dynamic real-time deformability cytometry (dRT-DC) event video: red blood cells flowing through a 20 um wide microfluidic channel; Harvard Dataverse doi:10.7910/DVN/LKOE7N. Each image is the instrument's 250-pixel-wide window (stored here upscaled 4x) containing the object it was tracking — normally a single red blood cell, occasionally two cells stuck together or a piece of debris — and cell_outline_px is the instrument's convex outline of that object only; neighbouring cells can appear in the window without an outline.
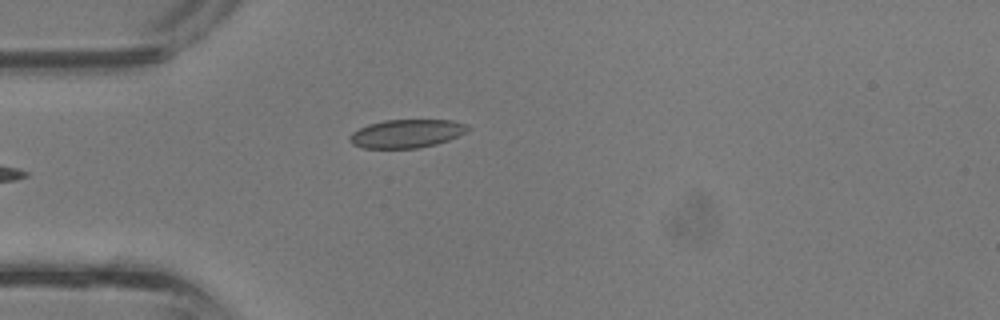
{"species": "common noctule bat (a hibernating species)", "species_latin": "Nyctalus noctula", "temperature_condition": "room temperature", "stored_images_in_passage": 26, "camera_frame_rate_fps": 3000, "um_per_image_px": 0.085, "animal": {"sex": "male", "body_mass_g": 13.3}, "frame": {"image": 1, "passage_image": 1, "time_ms": 0.0, "image_size_px": [1000, 320], "cell_outline_px": [[472, 128], [448, 140], [436, 144], [416, 148], [364, 148], [352, 144], [348, 140], [348, 136], [352, 132], [368, 124], [384, 120], [452, 120], [468, 124]], "centroid_in_image_um": [34.54, 11.35], "position_along_channel_um": 50.5, "area_um2": 19.54}}
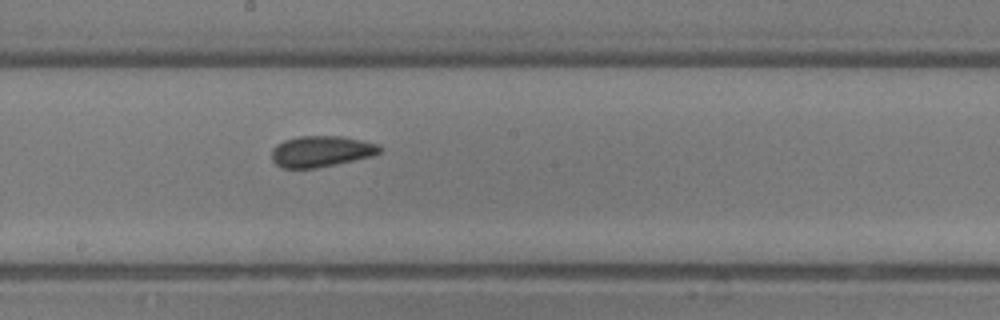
{"frame": {"image": 2, "passage_image": 11, "time_ms": 3.333, "image_size_px": [1000, 320], "cell_outline_px": [[380, 152], [372, 156], [336, 164], [316, 168], [280, 168], [272, 160], [272, 148], [276, 144], [284, 140], [300, 136], [344, 136], [376, 144], [380, 148]], "centroid_in_image_um": [27.25, 12.87], "position_along_channel_um": 221.0, "area_um2": 19.48}}
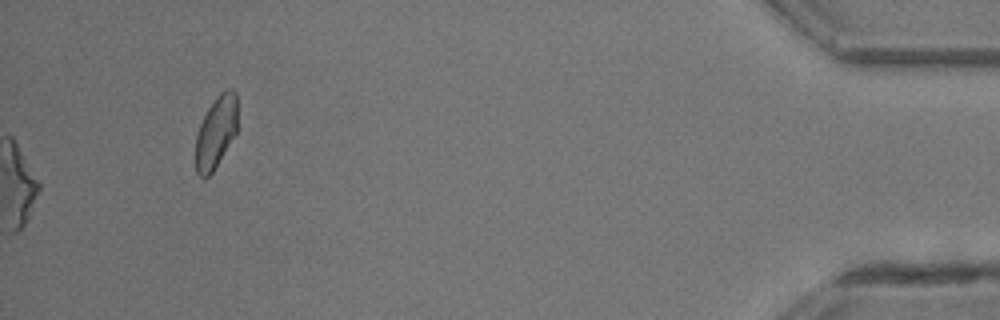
{"frame": {"image": 3, "passage_image": 26, "time_ms": 8.333, "image_size_px": [1000, 320], "cell_outline_px": [[236, 132], [212, 172], [204, 180], [196, 172], [196, 132], [208, 108], [216, 96], [224, 88], [232, 88], [236, 92]], "centroid_in_image_um": [18.34, 11.2], "position_along_channel_um": 416.9, "area_um2": 17.4}}